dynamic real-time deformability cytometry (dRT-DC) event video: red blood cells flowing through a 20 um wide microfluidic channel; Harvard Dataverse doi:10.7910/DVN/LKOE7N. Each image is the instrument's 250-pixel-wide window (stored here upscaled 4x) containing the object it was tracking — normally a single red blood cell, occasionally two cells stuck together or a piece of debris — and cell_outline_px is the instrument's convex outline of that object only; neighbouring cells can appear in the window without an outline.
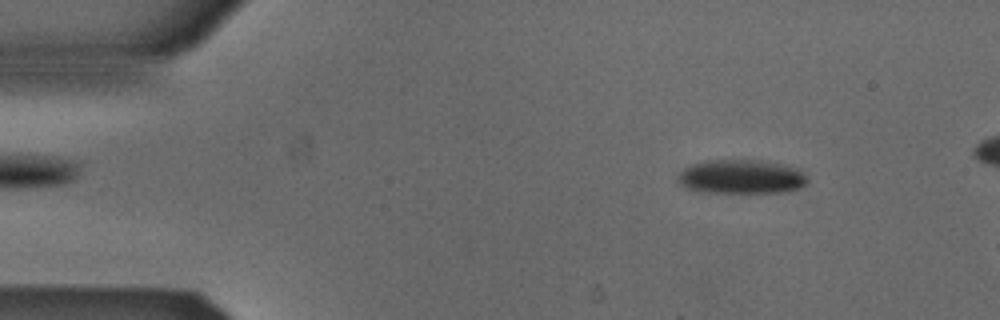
{"species": "Egyptian fruit bat (a non-hibernating species)", "species_latin": "Rousettus aegyptiacus", "temperature_condition": "cold", "stored_images_in_passage": 3, "camera_frame_rate_fps": 3000, "um_per_image_px": 0.085, "animal": {"sex": "male"}, "frame": {"image": 1, "passage_image": 1, "time_ms": 0.0, "image_size_px": [1000, 320], "cell_outline_px": [[808, 180], [800, 188], [788, 192], [704, 192], [684, 188], [676, 180], [676, 176], [684, 168], [692, 164], [704, 160], [764, 160], [784, 164], [800, 168]], "centroid_in_image_um": [63.0, 15.01], "position_along_channel_um": 22.0, "area_um2": 26.13}}